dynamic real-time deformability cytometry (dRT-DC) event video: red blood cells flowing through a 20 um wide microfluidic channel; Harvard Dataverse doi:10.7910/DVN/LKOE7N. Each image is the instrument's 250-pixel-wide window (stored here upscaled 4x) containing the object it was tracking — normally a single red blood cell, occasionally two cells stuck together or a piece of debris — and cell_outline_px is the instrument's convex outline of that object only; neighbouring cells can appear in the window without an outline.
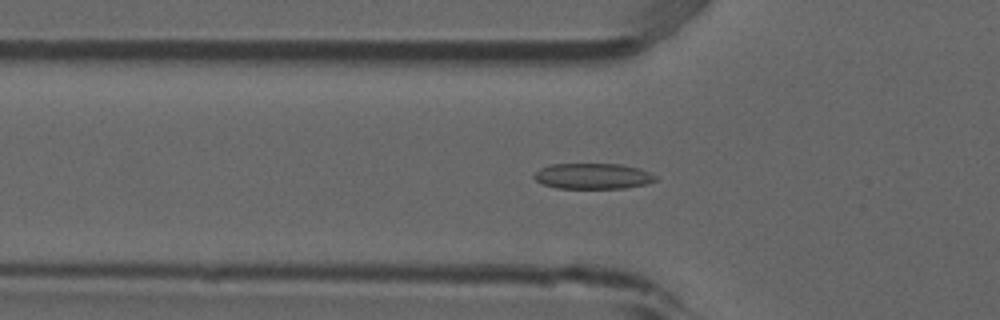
{"species": "common noctule bat (a hibernating species)", "species_latin": "Nyctalus noctula", "temperature_condition": "room temperature", "stored_images_in_passage": 41, "camera_frame_rate_fps": 3000, "um_per_image_px": 0.085, "animal": {"sex": "male", "forearm_length_mm": 52.5}, "frame": {"image": 1, "passage_image": 6, "time_ms": 1.667, "image_size_px": [1000, 320], "cell_outline_px": [[656, 180], [644, 184], [624, 188], [556, 188], [544, 184], [536, 180], [532, 176], [540, 168], [552, 164], [620, 164], [640, 168], [656, 176]], "centroid_in_image_um": [50.37, 14.96], "position_along_channel_um": 75.4, "area_um2": 18.03}}
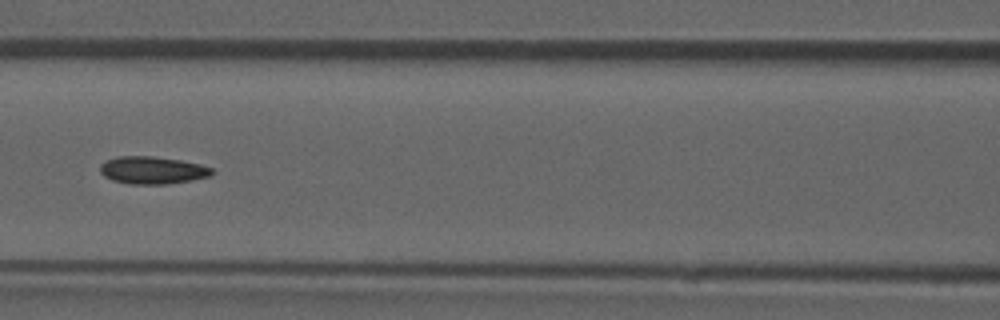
{"frame": {"image": 2, "passage_image": 12, "time_ms": 3.667, "image_size_px": [1000, 320], "cell_outline_px": [[212, 176], [168, 184], [128, 184], [112, 180], [104, 176], [100, 172], [100, 164], [116, 156], [152, 156], [180, 160], [200, 164], [212, 168]], "centroid_in_image_um": [12.94, 14.47], "position_along_channel_um": 153.7, "area_um2": 17.92}}
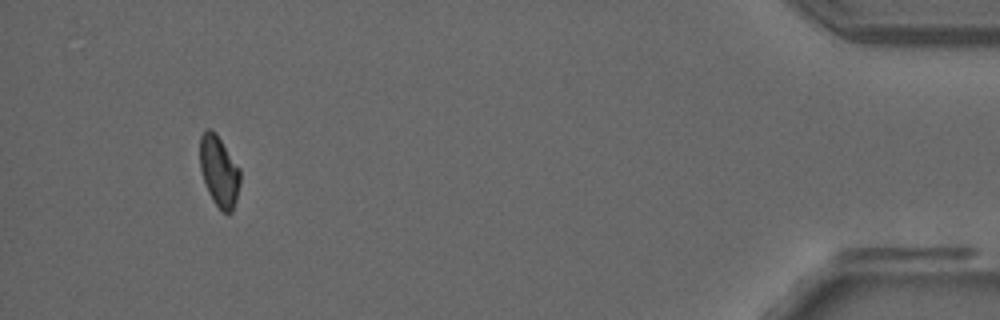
{"frame": {"image": 3, "passage_image": 38, "time_ms": 12.333, "image_size_px": [1000, 320], "cell_outline_px": [[240, 184], [236, 200], [232, 212], [228, 216], [212, 200], [208, 192], [200, 168], [200, 136], [208, 128], [216, 132], [240, 168]], "centroid_in_image_um": [18.63, 14.56], "position_along_channel_um": 416.6, "area_um2": 16.65}, "authors_computed_cell_mechanics": {"area_um2": 17.2822, "velocity_mm_per_s": 3.8662, "shape_relaxation_time_tau1_ms": null, "shape_relaxation_time_tau2_ms": 10.1049, "deformation_change_tau1": null, "deformation_change_tau2": 0.1803}}